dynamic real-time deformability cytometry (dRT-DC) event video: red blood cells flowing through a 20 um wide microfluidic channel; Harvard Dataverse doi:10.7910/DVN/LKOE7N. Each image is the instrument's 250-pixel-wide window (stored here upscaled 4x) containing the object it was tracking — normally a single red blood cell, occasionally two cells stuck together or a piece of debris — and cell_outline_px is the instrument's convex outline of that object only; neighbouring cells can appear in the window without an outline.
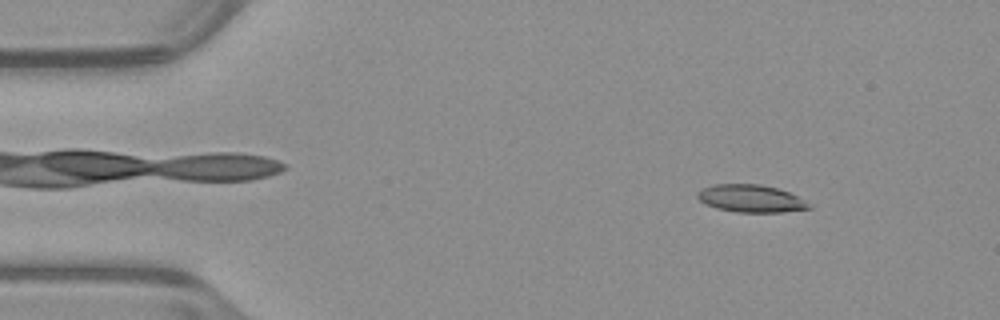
{"species": "common noctule bat (a hibernating species)", "species_latin": "Nyctalus noctula", "temperature_condition": "warm", "stored_images_in_passage": 51, "camera_frame_rate_fps": 3000, "um_per_image_px": 0.085, "animal": {"sex": "male", "body_mass_g": 23.1, "forearm_length_mm": 52.7}, "frame": {"image": 1, "passage_image": 6, "time_ms": 1.667, "image_size_px": [1000, 320], "cell_outline_px": [[812, 208], [784, 212], [736, 212], [716, 208], [704, 204], [696, 196], [696, 192], [712, 184], [760, 184], [776, 188], [788, 192], [812, 204]], "centroid_in_image_um": [63.81, 16.88], "position_along_channel_um": 21.2, "area_um2": 17.92}}
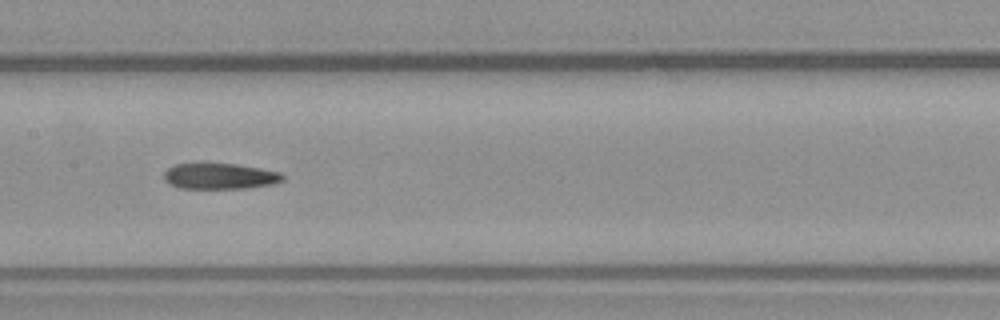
{"frame": {"image": 2, "passage_image": 25, "time_ms": 8.0, "image_size_px": [1000, 320], "cell_outline_px": [[284, 180], [276, 184], [248, 188], [180, 188], [164, 180], [164, 172], [168, 168], [176, 164], [236, 164], [260, 168], [280, 172], [284, 176]], "centroid_in_image_um": [18.74, 14.98], "position_along_channel_um": 188.7, "area_um2": 17.8}}
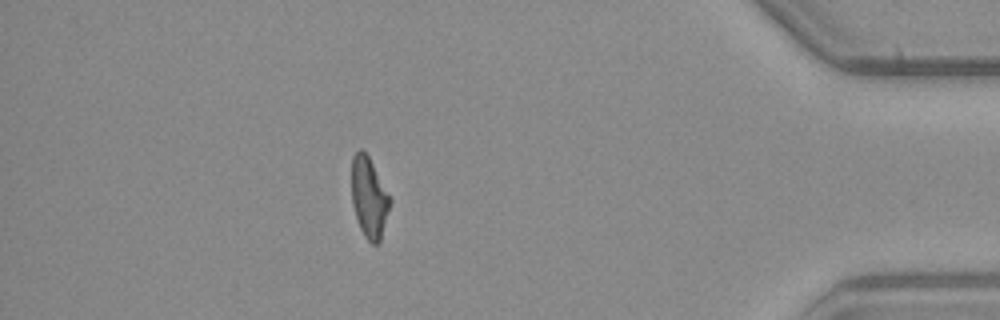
{"frame": {"image": 3, "passage_image": 45, "time_ms": 14.667, "image_size_px": [1000, 320], "cell_outline_px": [[392, 200], [380, 240], [376, 244], [372, 244], [364, 236], [360, 228], [352, 204], [352, 156], [360, 148], [368, 156]], "centroid_in_image_um": [31.37, 16.8], "position_along_channel_um": 403.8, "area_um2": 17.74}}